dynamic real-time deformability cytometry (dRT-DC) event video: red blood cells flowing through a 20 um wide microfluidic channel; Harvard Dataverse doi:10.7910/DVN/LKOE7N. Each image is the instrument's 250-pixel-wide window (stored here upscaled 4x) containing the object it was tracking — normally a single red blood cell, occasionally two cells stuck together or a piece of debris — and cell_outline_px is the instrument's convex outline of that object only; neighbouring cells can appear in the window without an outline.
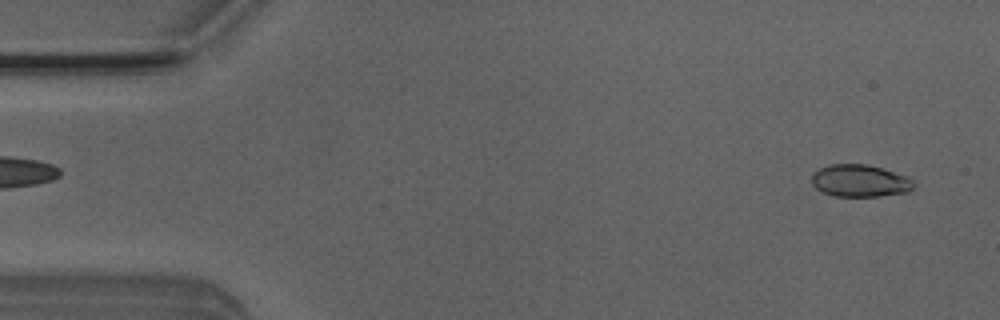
{"species": "Egyptian fruit bat (a non-hibernating species)", "species_latin": "Rousettus aegyptiacus", "temperature_condition": "room temperature", "stored_images_in_passage": 51, "camera_frame_rate_fps": 3000, "um_per_image_px": 0.085, "animal": {"sex": "male"}, "frame": {"image": 1, "passage_image": 2, "time_ms": 0.333, "image_size_px": [1000, 320], "cell_outline_px": [[916, 184], [908, 192], [880, 196], [832, 196], [816, 188], [812, 184], [812, 172], [820, 168], [832, 164], [868, 164], [904, 176], [912, 180]], "centroid_in_image_um": [73.06, 15.37], "position_along_channel_um": 11.9, "area_um2": 19.02}}
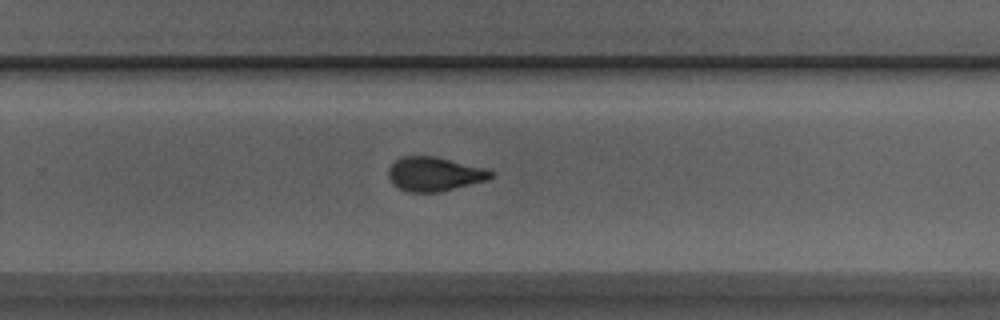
{"frame": {"image": 2, "passage_image": 32, "time_ms": 10.333, "image_size_px": [1000, 320], "cell_outline_px": [[492, 176], [488, 180], [440, 192], [408, 192], [392, 184], [388, 180], [388, 168], [396, 160], [404, 156], [436, 156], [480, 168], [492, 172]], "centroid_in_image_um": [36.85, 14.81], "position_along_channel_um": 292.9, "area_um2": 20.11}}
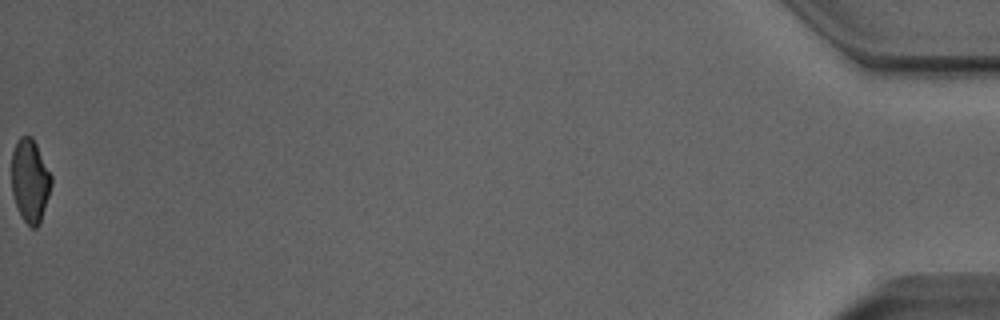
{"frame": {"image": 3, "passage_image": 51, "time_ms": 16.667, "image_size_px": [1000, 320], "cell_outline_px": [[52, 184], [40, 224], [36, 228], [32, 228], [20, 216], [12, 192], [12, 152], [16, 140], [20, 136], [32, 136], [52, 176]], "centroid_in_image_um": [2.55, 15.35], "position_along_channel_um": 432.6, "area_um2": 19.31}, "authors_computed_cell_mechanics": {"area_um2": 20.23, "velocity_mm_per_s": 3.9406, "shape_relaxation_time_tau1_ms": 6.4118, "shape_relaxation_time_tau2_ms": 1.2922, "deformation_change_tau1": 0.1561, "deformation_change_tau2": 0.0559}}